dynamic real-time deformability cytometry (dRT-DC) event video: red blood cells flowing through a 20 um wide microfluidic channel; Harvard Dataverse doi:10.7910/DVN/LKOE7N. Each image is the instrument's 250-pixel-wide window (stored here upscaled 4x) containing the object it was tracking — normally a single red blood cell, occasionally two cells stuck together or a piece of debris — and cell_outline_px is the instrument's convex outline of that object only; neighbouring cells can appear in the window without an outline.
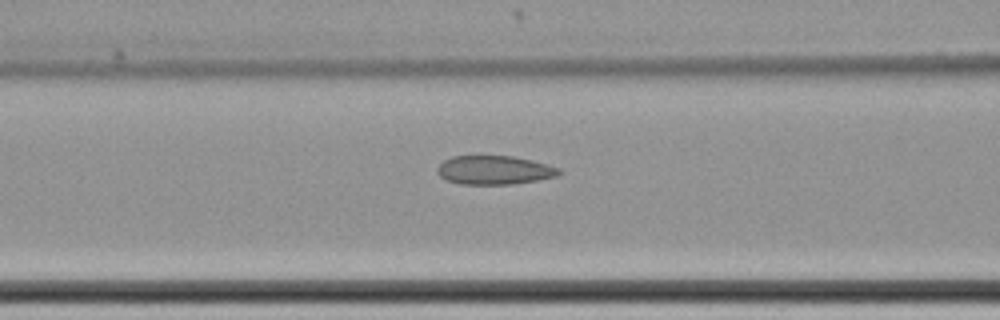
{"species": "common noctule bat (a hibernating species)", "species_latin": "Nyctalus noctula", "temperature_condition": "cold", "stored_images_in_passage": 18, "camera_frame_rate_fps": 3000, "um_per_image_px": 0.085, "animal": {"sex": "female", "body_mass_g": 22.7, "forearm_length_mm": 54.2}, "frame": {"image": 1, "passage_image": 16, "time_ms": 5.0, "image_size_px": [1000, 320], "cell_outline_px": [[564, 172], [560, 176], [512, 184], [460, 184], [448, 180], [440, 176], [436, 172], [436, 168], [444, 160], [452, 156], [512, 156], [532, 160], [548, 164], [560, 168]], "centroid_in_image_um": [42.06, 14.45], "position_along_channel_um": 124.5, "area_um2": 20.58}}